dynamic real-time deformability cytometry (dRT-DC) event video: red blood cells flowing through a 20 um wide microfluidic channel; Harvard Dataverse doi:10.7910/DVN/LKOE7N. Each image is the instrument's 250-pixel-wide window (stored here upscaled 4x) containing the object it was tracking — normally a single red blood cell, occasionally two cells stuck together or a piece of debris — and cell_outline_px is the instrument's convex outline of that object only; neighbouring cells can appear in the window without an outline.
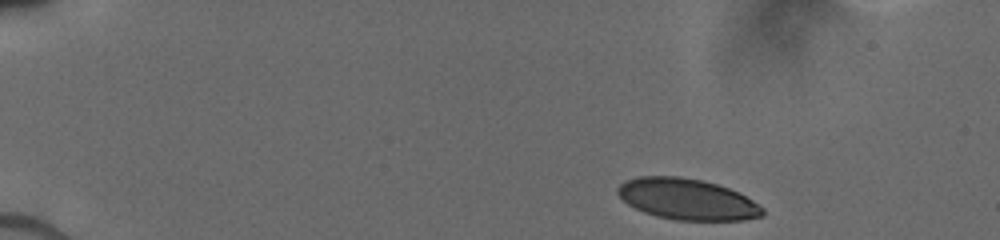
{"species": "human", "species_latin": "Homo sapiens", "temperature_condition": "cold", "stored_images_in_passage": 7, "camera_frame_rate_fps": 3000, "um_per_image_px": 0.085, "donor": {"sex": "male"}, "frame": {"image": 1, "passage_image": 1, "time_ms": 0.0, "image_size_px": [1000, 240], "cell_outline_px": [[764, 216], [744, 220], [676, 220], [656, 216], [644, 212], [628, 204], [616, 192], [616, 188], [624, 180], [640, 176], [680, 176], [700, 180], [716, 184], [728, 188], [752, 200], [764, 208]], "centroid_in_image_um": [58.39, 16.93], "position_along_channel_um": 26.6, "area_um2": 34.56}}
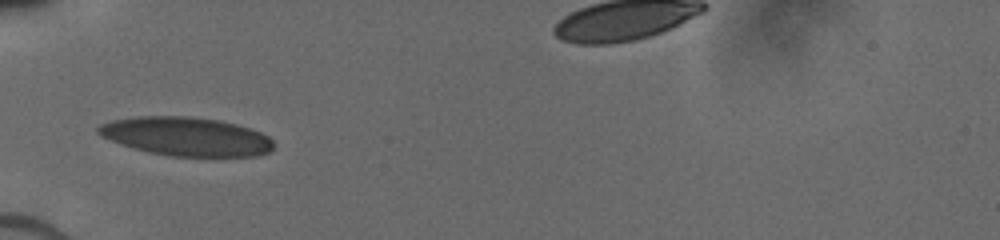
{"frame": {"image": 2, "passage_image": 6, "time_ms": 3.667, "image_size_px": [1000, 240], "cell_outline_px": [[272, 148], [268, 152], [256, 156], [168, 156], [148, 152], [132, 148], [120, 144], [100, 136], [96, 132], [96, 128], [100, 124], [112, 120], [136, 116], [188, 116], [220, 120], [236, 124], [260, 132], [268, 136], [272, 140]], "centroid_in_image_um": [15.77, 11.6], "position_along_channel_um": 69.2, "area_um2": 39.65}}